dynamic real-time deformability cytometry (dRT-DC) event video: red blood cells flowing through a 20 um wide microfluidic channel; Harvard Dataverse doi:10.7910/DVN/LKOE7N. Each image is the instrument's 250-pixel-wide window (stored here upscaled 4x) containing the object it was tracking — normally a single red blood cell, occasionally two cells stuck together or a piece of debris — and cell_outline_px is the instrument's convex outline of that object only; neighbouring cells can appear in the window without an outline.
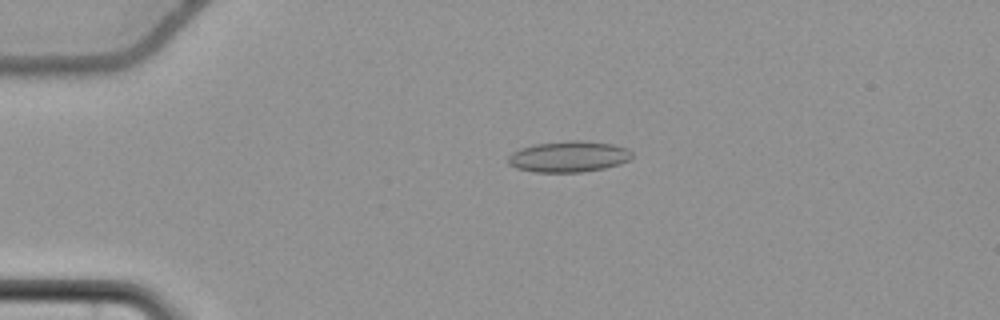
{"species": "common noctule bat (a hibernating species)", "species_latin": "Nyctalus noctula", "temperature_condition": "cold", "stored_images_in_passage": 57, "camera_frame_rate_fps": 3000, "um_per_image_px": 0.085, "animal": {"sex": "female", "body_mass_g": 22.7, "forearm_length_mm": 54.2}, "frame": {"image": 1, "passage_image": 14, "time_ms": 4.333, "image_size_px": [1000, 320], "cell_outline_px": [[632, 156], [628, 160], [620, 164], [604, 168], [580, 172], [536, 172], [516, 168], [508, 164], [508, 156], [512, 152], [520, 148], [536, 144], [568, 140], [580, 140], [612, 144], [628, 148], [632, 152]], "centroid_in_image_um": [48.33, 13.3], "position_along_channel_um": 36.7, "area_um2": 22.43}}
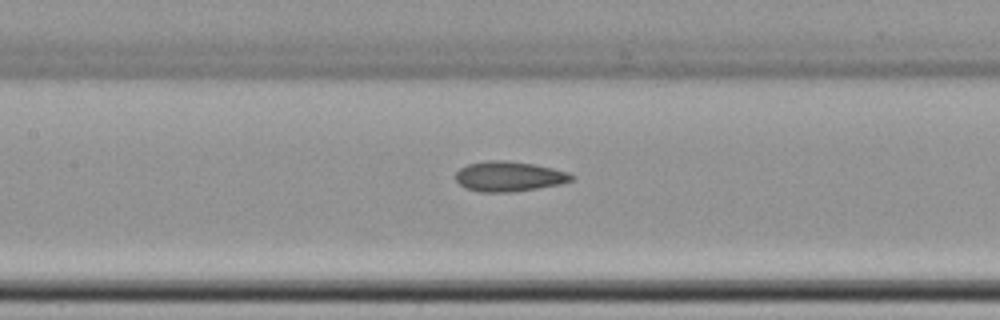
{"frame": {"image": 2, "passage_image": 28, "time_ms": 9.0, "image_size_px": [1000, 320], "cell_outline_px": [[576, 176], [572, 180], [564, 184], [508, 192], [480, 192], [464, 188], [456, 180], [456, 172], [460, 168], [468, 164], [488, 160], [504, 160], [536, 164], [568, 172]], "centroid_in_image_um": [43.28, 14.99], "position_along_channel_um": 164.1, "area_um2": 20.4}}
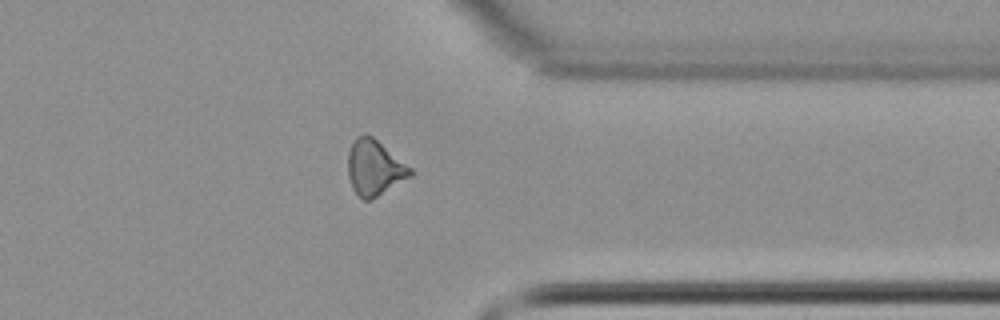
{"frame": {"image": 3, "passage_image": 46, "time_ms": 15.0, "image_size_px": [1000, 320], "cell_outline_px": [[412, 176], [376, 196], [368, 200], [364, 200], [352, 188], [348, 176], [348, 152], [356, 136], [364, 132], [372, 136], [412, 168]], "centroid_in_image_um": [31.81, 14.22], "position_along_channel_um": 379.6, "area_um2": 19.94}, "authors_computed_cell_mechanics": {"area_um2": 20.3456, "velocity_mm_per_s": 3.6848, "shape_relaxation_time_tau1_ms": 5.0358, "shape_relaxation_time_tau2_ms": 6.9842, "deformation_change_tau1": 0.09, "deformation_change_tau2": 0.1406}}